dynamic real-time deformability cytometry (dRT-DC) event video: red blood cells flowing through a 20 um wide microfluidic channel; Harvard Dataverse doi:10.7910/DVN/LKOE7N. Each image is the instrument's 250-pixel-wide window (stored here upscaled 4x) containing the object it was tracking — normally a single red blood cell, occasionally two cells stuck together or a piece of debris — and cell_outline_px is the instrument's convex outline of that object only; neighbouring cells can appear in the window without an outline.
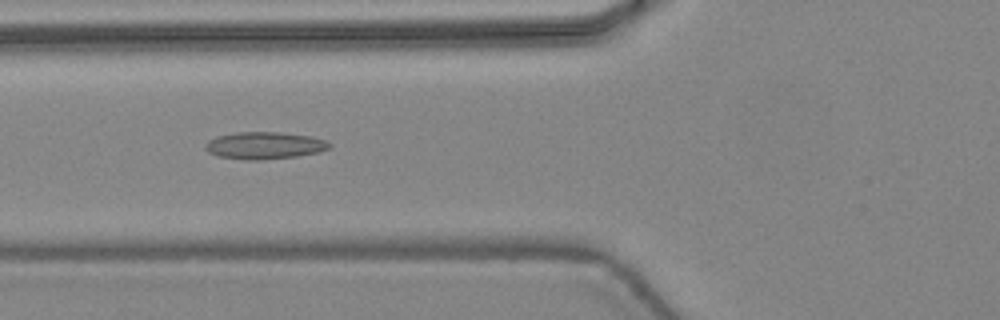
{"species": "common noctule bat (a hibernating species)", "species_latin": "Nyctalus noctula", "temperature_condition": "warm", "stored_images_in_passage": 47, "camera_frame_rate_fps": 3000, "um_per_image_px": 0.085, "animal": {"sex": "female", "body_mass_g": 24.6, "forearm_length_mm": 56.2}, "frame": {"image": 1, "passage_image": 19, "time_ms": 6.0, "image_size_px": [1000, 320], "cell_outline_px": [[332, 144], [328, 148], [320, 152], [296, 156], [264, 160], [244, 160], [220, 156], [208, 152], [204, 148], [204, 144], [208, 140], [216, 136], [236, 132], [280, 132], [312, 136], [328, 140]], "centroid_in_image_um": [22.49, 12.36], "position_along_channel_um": 103.3, "area_um2": 19.88}}
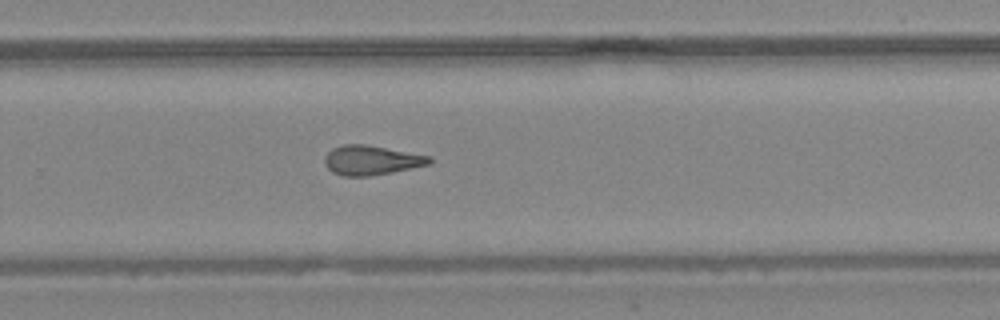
{"frame": {"image": 2, "passage_image": 32, "time_ms": 10.333, "image_size_px": [1000, 320], "cell_outline_px": [[432, 164], [372, 176], [344, 176], [332, 172], [324, 164], [324, 156], [332, 148], [344, 144], [364, 144], [432, 156]], "centroid_in_image_um": [31.57, 13.62], "position_along_channel_um": 298.2, "area_um2": 18.15}}
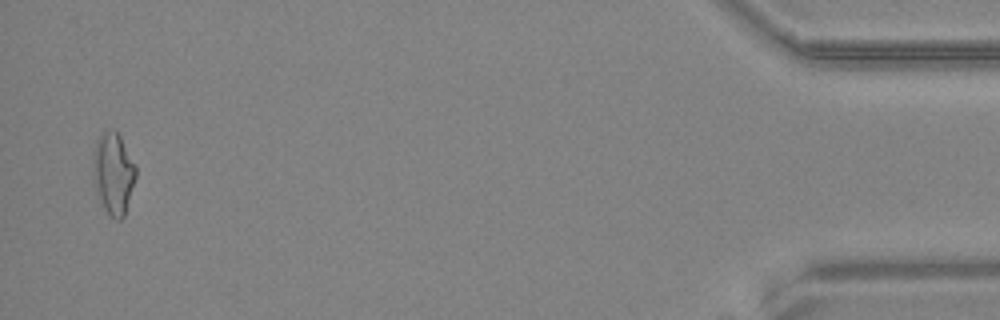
{"frame": {"image": 3, "passage_image": 46, "time_ms": 15.0, "image_size_px": [1000, 320], "cell_outline_px": [[136, 176], [124, 216], [120, 220], [116, 220], [104, 208], [96, 192], [92, 176], [92, 156], [96, 140], [108, 128], [112, 128], [120, 136], [136, 168]], "centroid_in_image_um": [9.6, 14.72], "position_along_channel_um": 425.6, "area_um2": 20.29}, "authors_computed_cell_mechanics": {"area_um2": 18.5538, "velocity_mm_per_s": 4.5015, "shape_relaxation_time_tau1_ms": null, "shape_relaxation_time_tau2_ms": 2.9882, "deformation_change_tau1": null, "deformation_change_tau2": 0.1313}}